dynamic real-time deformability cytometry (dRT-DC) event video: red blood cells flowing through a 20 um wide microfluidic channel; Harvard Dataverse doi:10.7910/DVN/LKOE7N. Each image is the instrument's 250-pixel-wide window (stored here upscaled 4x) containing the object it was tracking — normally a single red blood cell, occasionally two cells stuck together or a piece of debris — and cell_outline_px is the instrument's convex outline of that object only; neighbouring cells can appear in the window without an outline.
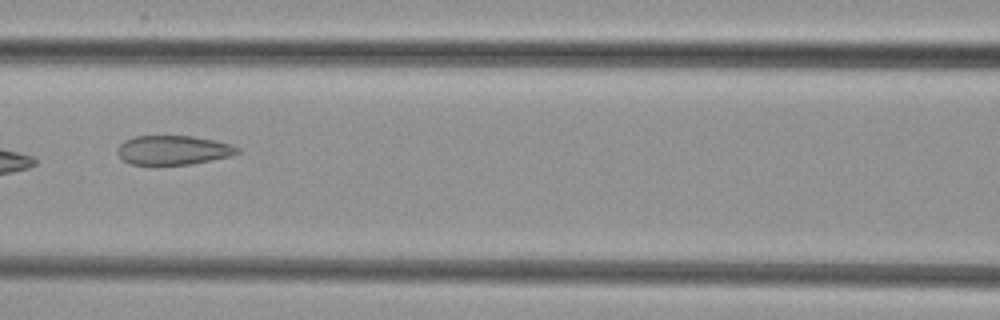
{"species": "common noctule bat (a hibernating species)", "species_latin": "Nyctalus noctula", "temperature_condition": "cold", "stored_images_in_passage": 8, "camera_frame_rate_fps": 3000, "um_per_image_px": 0.085, "animal": {"sex": "female", "body_mass_g": 29.2, "forearm_length_mm": 56.3}, "frame": {"image": 1, "passage_image": 8, "time_ms": 8.0, "image_size_px": [1000, 320], "cell_outline_px": [[240, 152], [232, 156], [192, 164], [132, 164], [124, 160], [116, 152], [120, 144], [124, 140], [136, 136], [192, 136], [216, 140], [232, 144], [240, 148]], "centroid_in_image_um": [14.78, 12.75], "position_along_channel_um": 151.8, "area_um2": 20.46}}